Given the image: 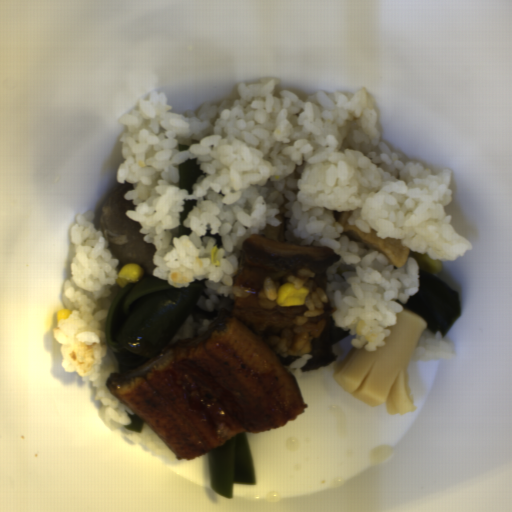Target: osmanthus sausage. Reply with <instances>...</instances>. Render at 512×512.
<instances>
[{
	"mask_svg": "<svg viewBox=\"0 0 512 512\" xmlns=\"http://www.w3.org/2000/svg\"><path fill=\"white\" fill-rule=\"evenodd\" d=\"M426 319L403 308L395 314V325L388 326L385 345L375 351L351 347L332 364L333 377L339 387L370 407L386 404L388 415L416 410L409 383L411 354L418 345Z\"/></svg>",
	"mask_w": 512,
	"mask_h": 512,
	"instance_id": "osmanthus-sausage-1",
	"label": "osmanthus sausage"
}]
</instances>
